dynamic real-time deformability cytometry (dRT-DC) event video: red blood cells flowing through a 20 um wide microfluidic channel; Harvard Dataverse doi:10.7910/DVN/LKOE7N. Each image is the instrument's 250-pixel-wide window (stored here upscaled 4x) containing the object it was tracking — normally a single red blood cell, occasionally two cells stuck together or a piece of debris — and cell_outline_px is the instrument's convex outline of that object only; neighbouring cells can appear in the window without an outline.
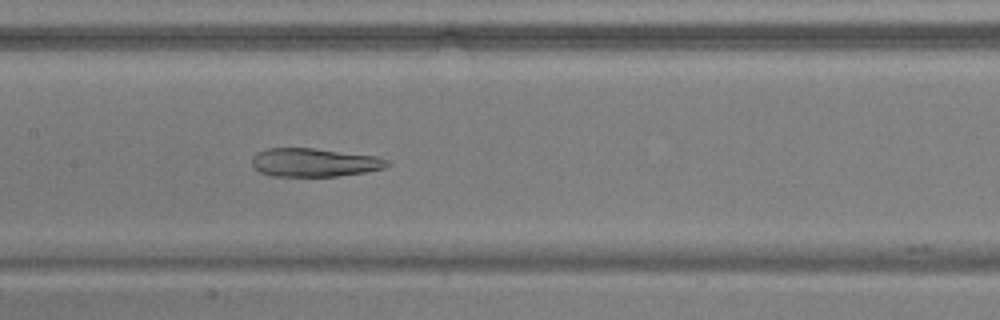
{"species": "common noctule bat (a hibernating species)", "species_latin": "Nyctalus noctula", "temperature_condition": "warm", "stored_images_in_passage": 37, "camera_frame_rate_fps": 3000, "um_per_image_px": 0.085, "animal": {"sex": "male", "body_mass_g": 17.9, "forearm_length_mm": 54.2}, "frame": {"image": 1, "passage_image": 10, "time_ms": 3.0, "image_size_px": [1000, 320], "cell_outline_px": [[392, 164], [384, 168], [364, 172], [336, 176], [272, 176], [260, 172], [252, 164], [252, 156], [256, 152], [268, 148], [312, 148], [376, 156], [388, 160]], "centroid_in_image_um": [26.71, 13.8], "position_along_channel_um": 180.7, "area_um2": 22.37}}
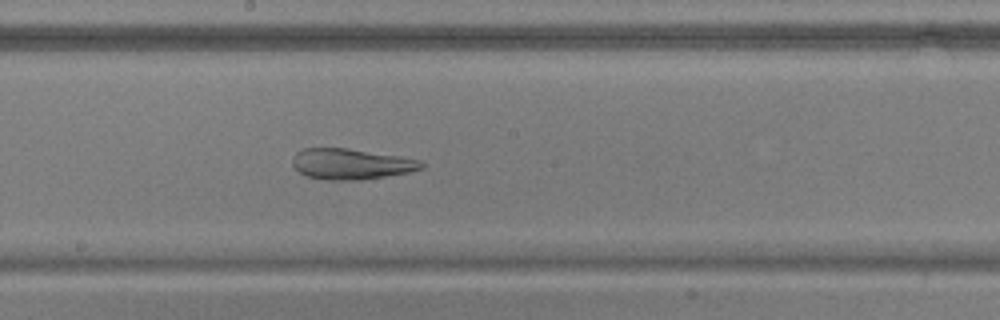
{"frame": {"image": 2, "passage_image": 13, "time_ms": 4.0, "image_size_px": [1000, 320], "cell_outline_px": [[424, 168], [408, 172], [360, 180], [328, 180], [308, 176], [300, 172], [292, 164], [292, 156], [296, 152], [304, 148], [348, 148], [400, 156], [420, 160], [424, 164]], "centroid_in_image_um": [29.83, 13.93], "position_along_channel_um": 218.4, "area_um2": 23.0}}
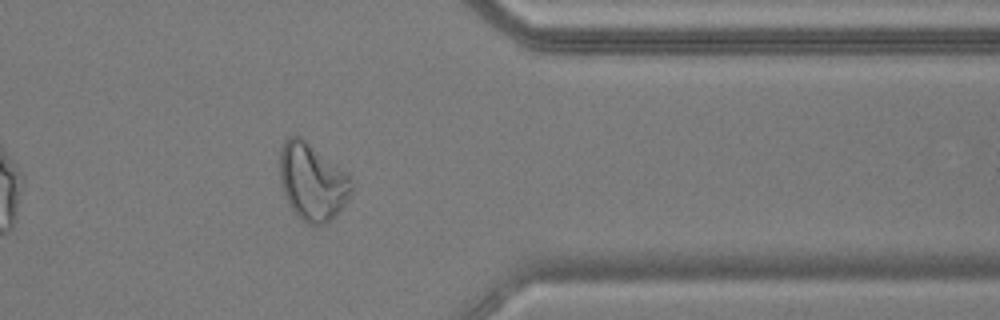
{"frame": {"image": 3, "passage_image": 27, "time_ms": 8.667, "image_size_px": [1000, 320], "cell_outline_px": [[352, 192], [336, 216], [332, 220], [316, 228], [312, 228], [300, 220], [288, 204], [280, 180], [280, 148], [284, 140], [288, 136], [300, 136], [348, 172], [352, 176]], "centroid_in_image_um": [26.56, 15.49], "position_along_channel_um": 384.8, "area_um2": 32.89}, "authors_computed_cell_mechanics": {"area_um2": 25.8944, "velocity_mm_per_s": 3.7906, "shape_relaxation_time_tau1_ms": null, "shape_relaxation_time_tau2_ms": 2.6667, "deformation_change_tau1": null, "deformation_change_tau2": 0.1149}}